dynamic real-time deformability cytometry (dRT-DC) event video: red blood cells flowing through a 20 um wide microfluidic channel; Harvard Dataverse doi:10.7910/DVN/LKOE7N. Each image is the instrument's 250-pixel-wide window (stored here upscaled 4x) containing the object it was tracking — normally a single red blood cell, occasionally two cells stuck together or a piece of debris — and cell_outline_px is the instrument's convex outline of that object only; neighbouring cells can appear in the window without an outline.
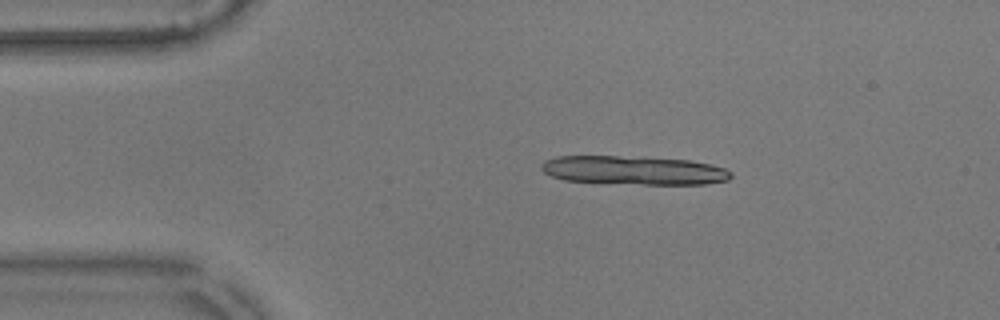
{"species": "common noctule bat (a hibernating species)", "species_latin": "Nyctalus noctula", "temperature_condition": "warm", "stored_images_in_passage": 16, "camera_frame_rate_fps": 3000, "um_per_image_px": 0.085, "animal": {"sex": "male", "body_mass_g": 17.9}, "frame": {"image": 1, "passage_image": 10, "time_ms": 3.0, "image_size_px": [1000, 320], "cell_outline_px": [[732, 176], [728, 180], [704, 184], [644, 184], [564, 180], [552, 176], [544, 172], [540, 168], [540, 164], [544, 160], [556, 156], [620, 156], [692, 160], [724, 168], [732, 172]], "centroid_in_image_um": [53.85, 14.47], "position_along_channel_um": 31.1, "area_um2": 31.62}}